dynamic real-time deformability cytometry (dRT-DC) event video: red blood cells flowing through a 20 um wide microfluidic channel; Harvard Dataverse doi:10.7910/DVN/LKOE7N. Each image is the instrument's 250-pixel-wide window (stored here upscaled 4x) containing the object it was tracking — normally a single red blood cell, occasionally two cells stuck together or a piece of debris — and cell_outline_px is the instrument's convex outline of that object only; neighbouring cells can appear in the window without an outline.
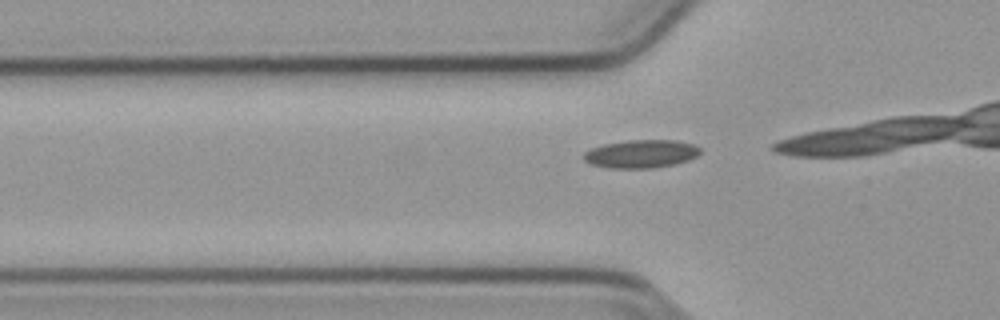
{"species": "common noctule bat (a hibernating species)", "species_latin": "Nyctalus noctula", "temperature_condition": "cold", "stored_images_in_passage": 5, "camera_frame_rate_fps": 3000, "um_per_image_px": 0.085, "animal": {"sex": "male", "body_mass_g": 23.1, "forearm_length_mm": 52.7}, "frame": {"image": 1, "passage_image": 2, "time_ms": 0.333, "image_size_px": [1000, 320], "cell_outline_px": [[700, 152], [696, 156], [688, 160], [676, 164], [652, 168], [608, 168], [592, 164], [584, 160], [584, 152], [592, 148], [604, 144], [628, 140], [676, 140], [692, 144], [700, 148]], "centroid_in_image_um": [54.49, 13.08], "position_along_channel_um": 71.3, "area_um2": 19.02}}